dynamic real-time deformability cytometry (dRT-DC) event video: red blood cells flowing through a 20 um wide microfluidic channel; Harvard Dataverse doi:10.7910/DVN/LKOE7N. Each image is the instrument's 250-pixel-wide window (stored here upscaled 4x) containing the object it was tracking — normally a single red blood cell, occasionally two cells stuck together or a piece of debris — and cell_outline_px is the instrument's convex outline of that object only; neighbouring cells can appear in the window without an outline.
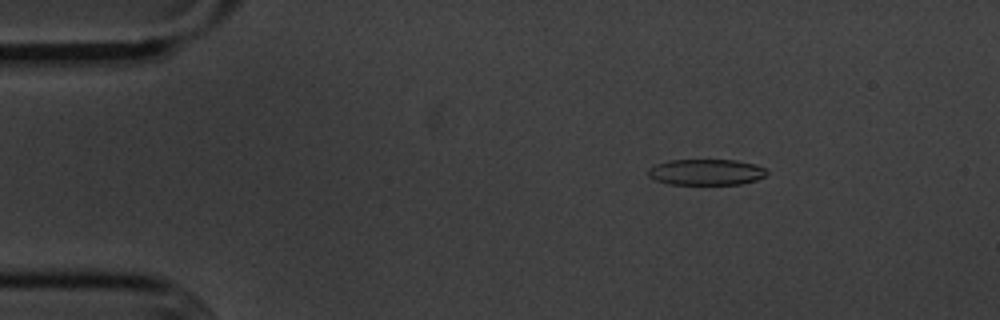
{"species": "common noctule bat (a hibernating species)", "species_latin": "Nyctalus noctula", "temperature_condition": "cold", "stored_images_in_passage": 55, "camera_frame_rate_fps": 3000, "um_per_image_px": 0.085, "animal": {"sex": "male", "body_mass_g": 20.1, "forearm_length_mm": 53.5}, "frame": {"image": 1, "passage_image": 8, "time_ms": 2.333, "image_size_px": [1000, 320], "cell_outline_px": [[768, 172], [764, 176], [756, 180], [740, 184], [668, 184], [656, 180], [648, 176], [648, 168], [656, 164], [668, 160], [736, 160], [756, 164], [768, 168]], "centroid_in_image_um": [60.04, 14.62], "position_along_channel_um": 25.0, "area_um2": 18.09}}
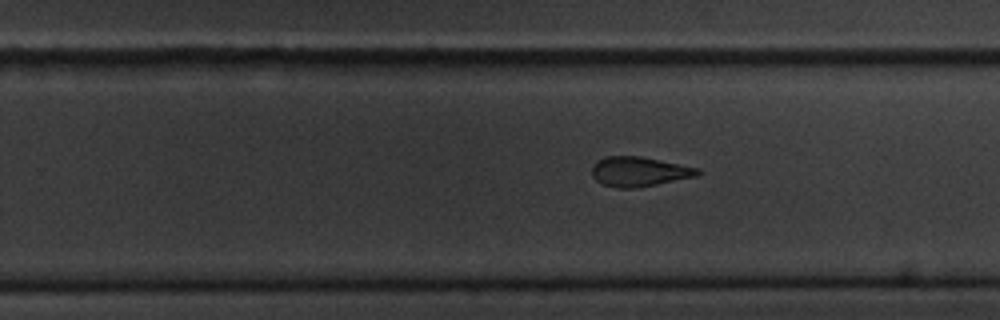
{"frame": {"image": 2, "passage_image": 34, "time_ms": 11.0, "image_size_px": [1000, 320], "cell_outline_px": [[700, 172], [696, 176], [636, 188], [620, 188], [604, 184], [596, 180], [592, 176], [592, 164], [604, 156], [640, 156], [700, 168]], "centroid_in_image_um": [54.3, 14.57], "position_along_channel_um": 275.5, "area_um2": 18.15}}
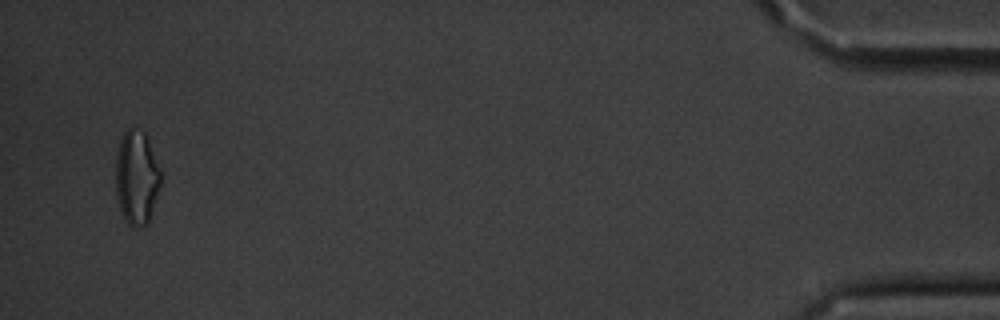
{"frame": {"image": 3, "passage_image": 53, "time_ms": 17.333, "image_size_px": [1000, 320], "cell_outline_px": [[160, 184], [148, 224], [144, 228], [132, 228], [124, 220], [116, 196], [116, 156], [120, 140], [124, 132], [132, 124], [144, 132], [148, 136], [160, 168]], "centroid_in_image_um": [11.61, 15.08], "position_along_channel_um": 423.6, "area_um2": 25.2}, "authors_computed_cell_mechanics": {"area_um2": 18.9584, "velocity_mm_per_s": 3.6223, "shape_relaxation_time_tau1_ms": 4.2581, "shape_relaxation_time_tau2_ms": 4.0683, "deformation_change_tau1": 0.1469, "deformation_change_tau2": 0.1401}}